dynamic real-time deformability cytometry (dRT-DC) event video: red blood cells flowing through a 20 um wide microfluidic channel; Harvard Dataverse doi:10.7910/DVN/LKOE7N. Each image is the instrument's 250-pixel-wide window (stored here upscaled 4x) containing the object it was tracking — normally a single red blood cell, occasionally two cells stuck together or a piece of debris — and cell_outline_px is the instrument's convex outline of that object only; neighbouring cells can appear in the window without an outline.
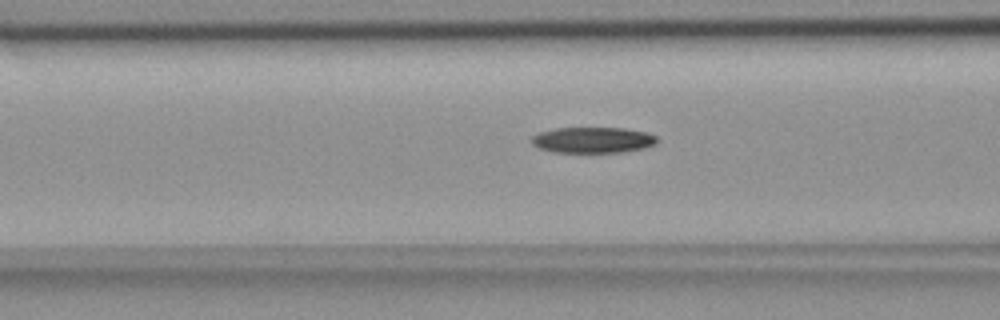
{"species": "common noctule bat (a hibernating species)", "species_latin": "Nyctalus noctula", "temperature_condition": "room temperature", "stored_images_in_passage": 40, "camera_frame_rate_fps": 3000, "um_per_image_px": 0.085, "animal": {"sex": "female", "body_mass_g": 18.4}, "frame": {"image": 1, "passage_image": 6, "time_ms": 1.667, "image_size_px": [1000, 320], "cell_outline_px": [[656, 144], [644, 148], [624, 152], [552, 152], [540, 148], [532, 144], [532, 136], [540, 132], [556, 128], [624, 128], [644, 132], [656, 136]], "centroid_in_image_um": [50.38, 11.9], "position_along_channel_um": 116.2, "area_um2": 18.79}}
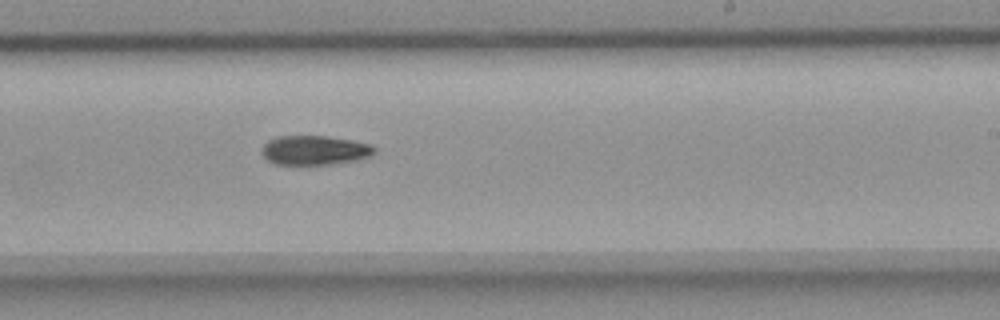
{"frame": {"image": 2, "passage_image": 18, "time_ms": 5.667, "image_size_px": [1000, 320], "cell_outline_px": [[376, 152], [372, 156], [356, 160], [328, 164], [276, 164], [268, 160], [260, 152], [264, 144], [268, 140], [276, 136], [324, 136], [352, 140], [372, 144], [376, 148]], "centroid_in_image_um": [26.76, 12.76], "position_along_channel_um": 262.2, "area_um2": 19.31}}
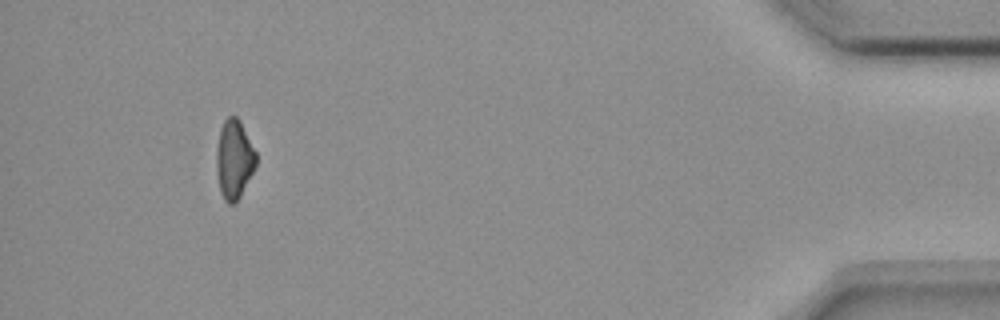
{"frame": {"image": 3, "passage_image": 36, "time_ms": 11.667, "image_size_px": [1000, 320], "cell_outline_px": [[256, 164], [240, 196], [232, 204], [228, 204], [224, 200], [220, 192], [216, 168], [216, 148], [220, 128], [224, 120], [228, 116], [236, 116], [240, 120], [256, 152]], "centroid_in_image_um": [19.88, 13.51], "position_along_channel_um": 415.3, "area_um2": 18.15}, "authors_computed_cell_mechanics": {"area_um2": 19.5653, "velocity_mm_per_s": 3.6658, "shape_relaxation_time_tau1_ms": 6.4005, "shape_relaxation_time_tau2_ms": null, "deformation_change_tau1": 0.1526, "deformation_change_tau2": null}}